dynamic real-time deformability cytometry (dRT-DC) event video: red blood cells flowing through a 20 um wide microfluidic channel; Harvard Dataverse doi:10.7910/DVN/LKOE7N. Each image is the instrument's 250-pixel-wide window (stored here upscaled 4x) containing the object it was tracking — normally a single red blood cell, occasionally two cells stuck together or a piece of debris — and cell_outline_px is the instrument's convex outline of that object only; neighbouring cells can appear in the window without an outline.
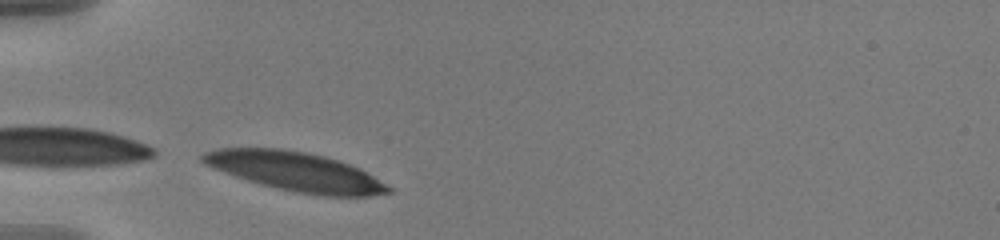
{"species": "human", "species_latin": "Homo sapiens", "temperature_condition": "warm", "stored_images_in_passage": 23, "camera_frame_rate_fps": 3000, "um_per_image_px": 0.085, "donor": {"sex": "male"}, "frame": {"image": 1, "passage_image": 3, "time_ms": 0.667, "image_size_px": [1000, 240], "cell_outline_px": [[392, 192], [372, 196], [324, 196], [276, 188], [260, 184], [236, 176], [204, 164], [200, 160], [200, 156], [204, 152], [216, 148], [284, 148], [308, 152], [340, 160], [360, 168], [392, 188]], "centroid_in_image_um": [25.13, 14.57], "position_along_channel_um": 59.9, "area_um2": 42.19}}
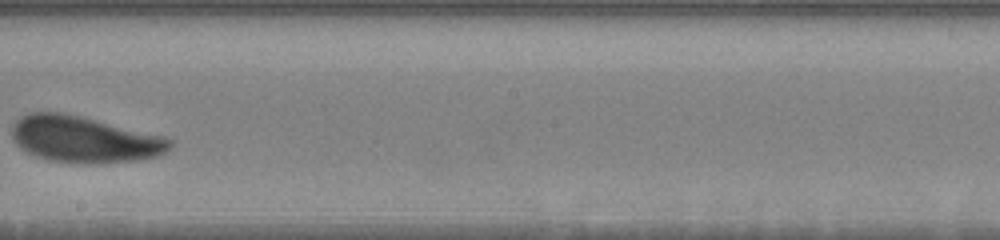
{"frame": {"image": 2, "passage_image": 13, "time_ms": 4.0, "image_size_px": [1000, 240], "cell_outline_px": [[172, 144], [164, 152], [156, 156], [136, 160], [92, 164], [76, 164], [48, 160], [36, 156], [20, 148], [12, 140], [12, 128], [16, 120], [20, 116], [28, 112], [64, 112], [164, 136], [172, 140]], "centroid_in_image_um": [7.11, 11.84], "position_along_channel_um": 241.1, "area_um2": 42.83}}
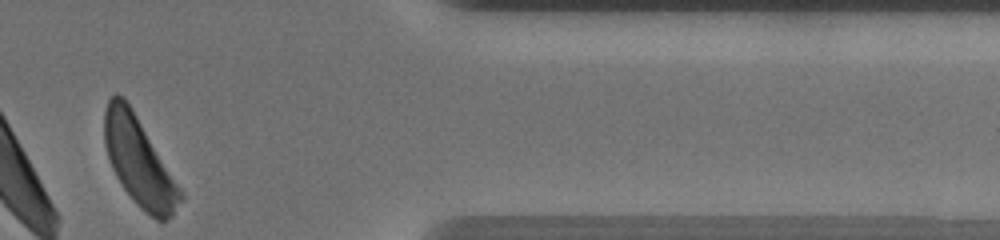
{"frame": {"image": 3, "passage_image": 23, "time_ms": 7.333, "image_size_px": [1000, 240], "cell_outline_px": [[184, 196], [172, 216], [164, 220], [156, 220], [140, 208], [136, 204], [124, 188], [116, 176], [112, 168], [104, 144], [104, 112], [108, 100], [116, 92], [124, 96], [132, 108], [184, 192]], "centroid_in_image_um": [11.82, 13.72], "position_along_channel_um": 399.6, "area_um2": 39.07}}